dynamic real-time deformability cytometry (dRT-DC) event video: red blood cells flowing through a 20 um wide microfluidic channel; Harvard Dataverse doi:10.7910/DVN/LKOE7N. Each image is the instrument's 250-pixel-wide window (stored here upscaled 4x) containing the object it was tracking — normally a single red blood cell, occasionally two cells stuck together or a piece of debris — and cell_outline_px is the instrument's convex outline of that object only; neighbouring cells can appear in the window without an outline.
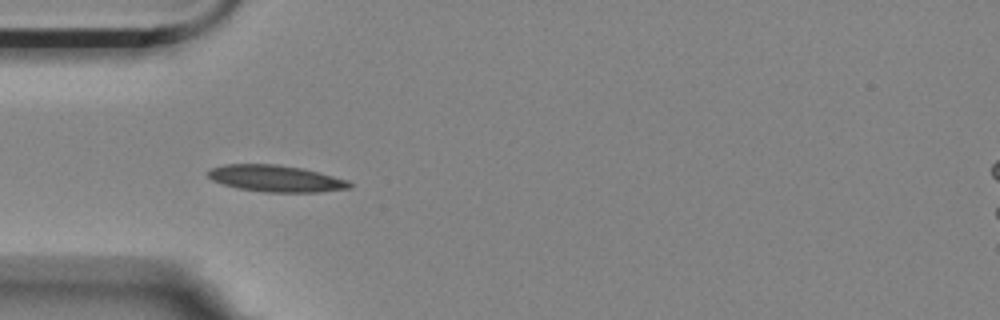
{"species": "Egyptian fruit bat (a non-hibernating species)", "species_latin": "Rousettus aegyptiacus", "temperature_condition": "room temperature", "stored_images_in_passage": 5, "camera_frame_rate_fps": 3000, "um_per_image_px": 0.085, "animal": {"sex": "female"}, "frame": {"image": 1, "passage_image": 4, "time_ms": 1.0, "image_size_px": [1000, 320], "cell_outline_px": [[352, 188], [316, 192], [264, 192], [240, 188], [224, 184], [212, 180], [208, 176], [208, 172], [212, 168], [224, 164], [280, 164], [304, 168], [320, 172], [348, 180], [352, 184]], "centroid_in_image_um": [23.49, 15.16], "position_along_channel_um": 61.5, "area_um2": 21.96}}
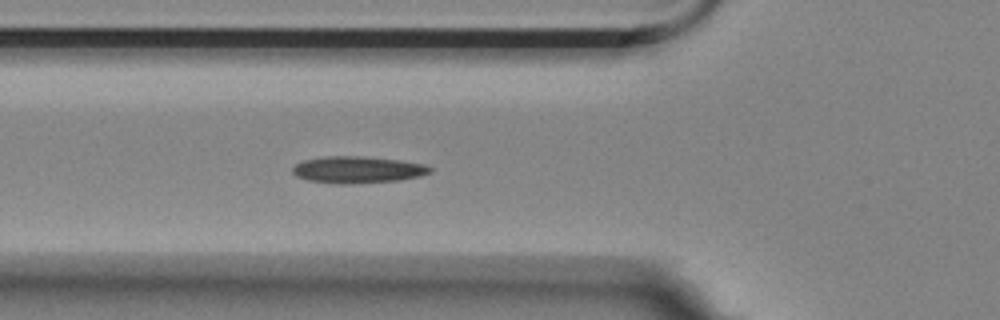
{"frame": {"image": 2, "passage_image": 5, "time_ms": 1.333, "image_size_px": [1000, 320], "cell_outline_px": [[432, 172], [420, 176], [400, 180], [348, 184], [336, 184], [308, 180], [296, 176], [292, 172], [292, 168], [296, 164], [304, 160], [324, 156], [364, 156], [400, 160], [424, 164], [432, 168]], "centroid_in_image_um": [30.4, 14.42], "position_along_channel_um": 95.4, "area_um2": 21.56}}